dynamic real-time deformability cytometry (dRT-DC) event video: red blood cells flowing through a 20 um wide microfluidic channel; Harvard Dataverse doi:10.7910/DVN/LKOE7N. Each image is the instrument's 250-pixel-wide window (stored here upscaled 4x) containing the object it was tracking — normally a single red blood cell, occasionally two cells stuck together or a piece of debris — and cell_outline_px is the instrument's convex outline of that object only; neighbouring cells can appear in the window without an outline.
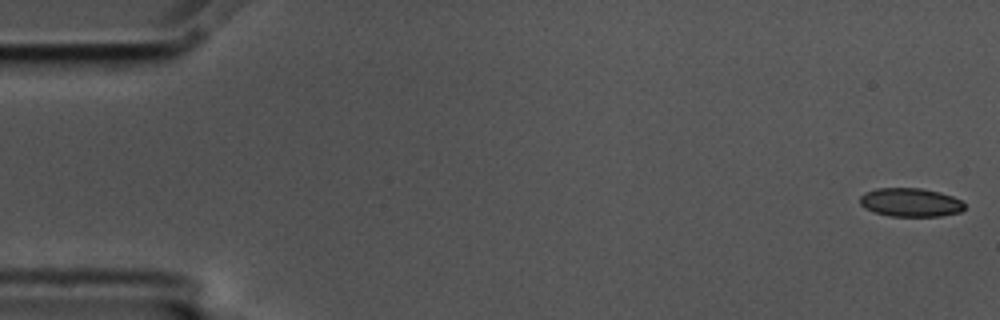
{"species": "common noctule bat (a hibernating species)", "species_latin": "Nyctalus noctula", "temperature_condition": "cold", "stored_images_in_passage": 56, "camera_frame_rate_fps": 3000, "um_per_image_px": 0.085, "animal": {"sex": "male", "body_mass_g": 17.5, "forearm_length_mm": 52.3}, "frame": {"image": 1, "passage_image": 1, "time_ms": 0.0, "image_size_px": [1000, 320], "cell_outline_px": [[964, 208], [960, 212], [940, 216], [888, 216], [864, 208], [860, 204], [860, 196], [864, 192], [876, 188], [920, 188], [940, 192], [952, 196], [960, 200], [964, 204]], "centroid_in_image_um": [77.36, 17.2], "position_along_channel_um": 7.6, "area_um2": 17.46}}
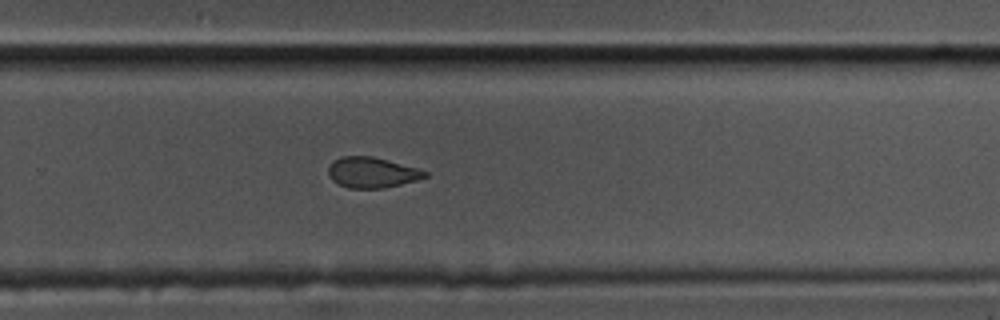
{"frame": {"image": 2, "passage_image": 37, "time_ms": 12.0, "image_size_px": [1000, 320], "cell_outline_px": [[428, 176], [416, 180], [384, 188], [348, 188], [336, 184], [332, 180], [328, 172], [328, 168], [332, 160], [340, 156], [372, 156], [388, 160], [416, 168], [428, 172]], "centroid_in_image_um": [31.57, 14.66], "position_along_channel_um": 298.2, "area_um2": 17.22}}
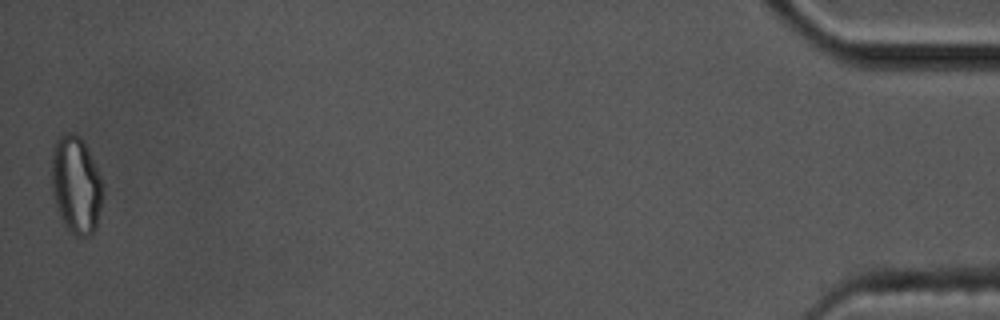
{"frame": {"image": 3, "passage_image": 56, "time_ms": 18.333, "image_size_px": [1000, 320], "cell_outline_px": [[100, 208], [96, 228], [88, 236], [76, 236], [64, 224], [56, 208], [52, 192], [52, 148], [56, 140], [60, 136], [68, 132], [72, 132], [80, 136], [84, 140], [88, 148], [100, 176]], "centroid_in_image_um": [6.43, 15.68], "position_along_channel_um": 428.8, "area_um2": 28.73}, "authors_computed_cell_mechanics": {"area_um2": 18.4671, "velocity_mm_per_s": 3.5605, "shape_relaxation_time_tau1_ms": 4.4376, "shape_relaxation_time_tau2_ms": 2.2279, "deformation_change_tau1": 0.128, "deformation_change_tau2": 0.0885}}